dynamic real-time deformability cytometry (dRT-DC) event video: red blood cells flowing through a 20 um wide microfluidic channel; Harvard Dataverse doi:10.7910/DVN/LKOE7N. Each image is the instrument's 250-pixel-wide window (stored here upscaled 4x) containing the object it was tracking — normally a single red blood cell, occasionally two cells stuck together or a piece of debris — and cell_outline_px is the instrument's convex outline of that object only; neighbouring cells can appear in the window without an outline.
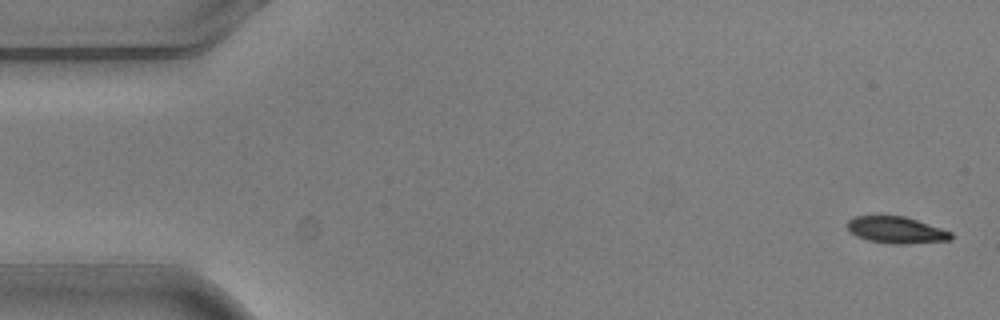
{"species": "common noctule bat (a hibernating species)", "species_latin": "Nyctalus noctula", "temperature_condition": "warm", "stored_images_in_passage": 5, "camera_frame_rate_fps": 3000, "um_per_image_px": 0.085, "animal": {"sex": "male", "body_mass_g": 20.5, "forearm_length_mm": 52.5}, "frame": {"image": 1, "passage_image": 1, "time_ms": 0.0, "image_size_px": [1000, 320], "cell_outline_px": [[952, 240], [908, 244], [892, 244], [868, 240], [856, 236], [848, 228], [848, 220], [856, 216], [904, 216], [952, 232]], "centroid_in_image_um": [76.2, 19.56], "position_along_channel_um": 8.8, "area_um2": 15.95}}
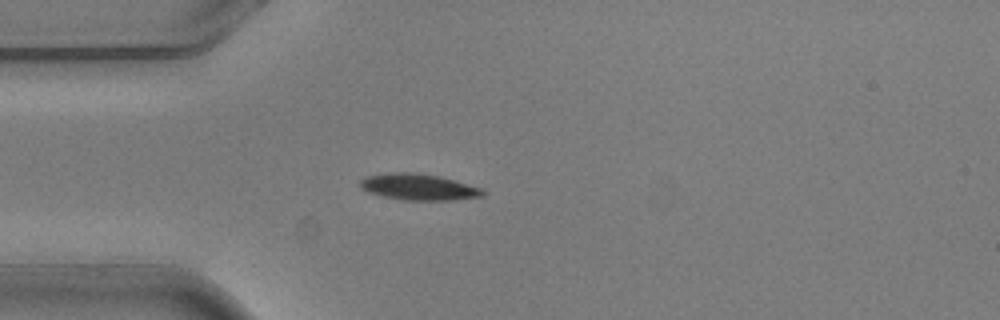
{"frame": {"image": 2, "passage_image": 5, "time_ms": 1.333, "image_size_px": [1000, 320], "cell_outline_px": [[484, 196], [452, 200], [404, 200], [384, 196], [368, 192], [360, 188], [360, 180], [364, 176], [396, 172], [412, 172], [440, 176], [480, 188], [484, 192]], "centroid_in_image_um": [35.54, 15.89], "position_along_channel_um": 49.5, "area_um2": 18.61}}